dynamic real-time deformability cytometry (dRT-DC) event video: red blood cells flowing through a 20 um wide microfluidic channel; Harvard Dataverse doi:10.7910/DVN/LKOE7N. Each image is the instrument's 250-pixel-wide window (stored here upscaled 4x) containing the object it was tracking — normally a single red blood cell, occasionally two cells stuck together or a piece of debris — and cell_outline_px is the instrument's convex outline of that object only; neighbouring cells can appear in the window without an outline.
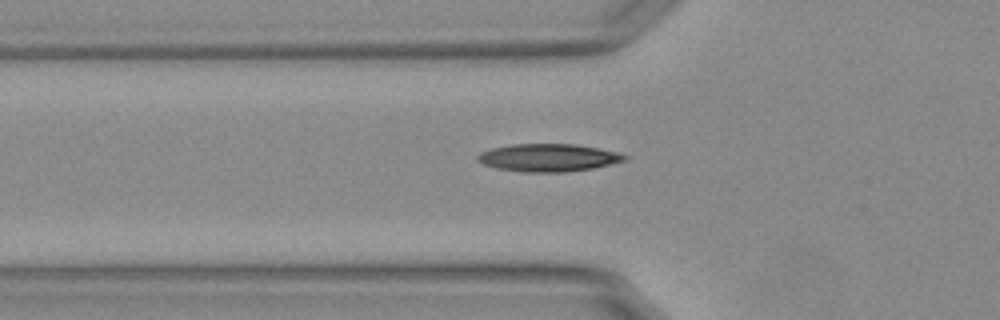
{"species": "Egyptian fruit bat (a non-hibernating species)", "species_latin": "Rousettus aegyptiacus", "temperature_condition": "warm", "stored_images_in_passage": 37, "camera_frame_rate_fps": 3000, "um_per_image_px": 0.085, "animal": {"sex": "female"}, "frame": {"image": 1, "passage_image": 6, "time_ms": 1.667, "image_size_px": [1000, 320], "cell_outline_px": [[628, 156], [624, 160], [592, 168], [564, 172], [524, 172], [496, 168], [484, 164], [476, 160], [476, 156], [480, 152], [492, 148], [512, 144], [576, 144], [600, 148], [616, 152]], "centroid_in_image_um": [46.56, 13.39], "position_along_channel_um": 79.2, "area_um2": 23.58}, "authors_computed_cell_mechanics": {"area_um2": 22.253, "velocity_mm_per_s": 3.7919, "shape_relaxation_time_tau1_ms": 7.3859, "shape_relaxation_time_tau2_ms": 2.4188, "deformation_change_tau1": 0.2107, "deformation_change_tau2": 0.092}}